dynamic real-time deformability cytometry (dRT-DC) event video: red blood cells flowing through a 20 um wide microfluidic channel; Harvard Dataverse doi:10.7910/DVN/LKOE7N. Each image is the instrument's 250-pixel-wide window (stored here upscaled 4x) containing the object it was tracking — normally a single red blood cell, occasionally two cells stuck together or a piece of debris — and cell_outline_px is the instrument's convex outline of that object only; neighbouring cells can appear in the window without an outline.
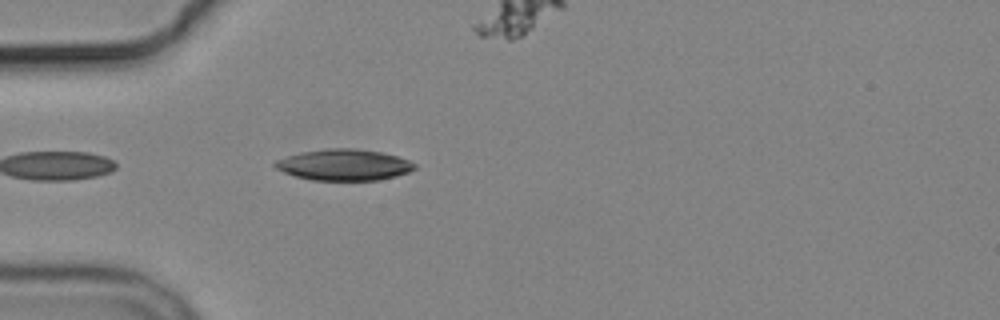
{"species": "common noctule bat (a hibernating species)", "species_latin": "Nyctalus noctula", "temperature_condition": "cold", "stored_images_in_passage": 4, "camera_frame_rate_fps": 3000, "um_per_image_px": 0.085, "animal": {"sex": "male", "body_mass_g": 19.2, "forearm_length_mm": 51.8}, "frame": {"image": 1, "passage_image": 3, "time_ms": 5.333, "image_size_px": [1000, 320], "cell_outline_px": [[416, 168], [408, 172], [396, 176], [380, 180], [312, 180], [296, 176], [284, 172], [276, 168], [272, 164], [276, 160], [300, 152], [328, 148], [356, 148], [380, 152], [396, 156], [408, 160], [416, 164]], "centroid_in_image_um": [29.24, 14.01], "position_along_channel_um": 55.8, "area_um2": 25.32}}